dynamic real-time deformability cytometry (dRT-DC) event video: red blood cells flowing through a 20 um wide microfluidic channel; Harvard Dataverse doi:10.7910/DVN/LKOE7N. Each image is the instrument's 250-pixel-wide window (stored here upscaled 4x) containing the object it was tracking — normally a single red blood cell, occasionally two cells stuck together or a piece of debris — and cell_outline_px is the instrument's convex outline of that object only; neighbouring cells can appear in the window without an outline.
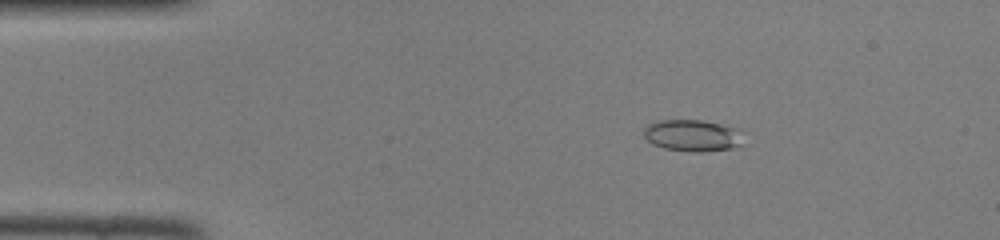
{"species": "common noctule bat (a hibernating species)", "species_latin": "Nyctalus noctula", "temperature_condition": "room temperature", "stored_images_in_passage": 42, "camera_frame_rate_fps": 3000, "um_per_image_px": 0.085, "animal": {"sex": "female", "body_mass_g": 22.0, "forearm_length_mm": 56.7}, "frame": {"image": 1, "passage_image": 3, "time_ms": 0.667, "image_size_px": [1000, 240], "cell_outline_px": [[740, 144], [732, 148], [700, 152], [692, 152], [664, 148], [652, 144], [644, 136], [644, 128], [648, 124], [660, 120], [704, 120], [740, 128]], "centroid_in_image_um": [58.84, 11.5], "position_along_channel_um": 26.2, "area_um2": 18.38}}
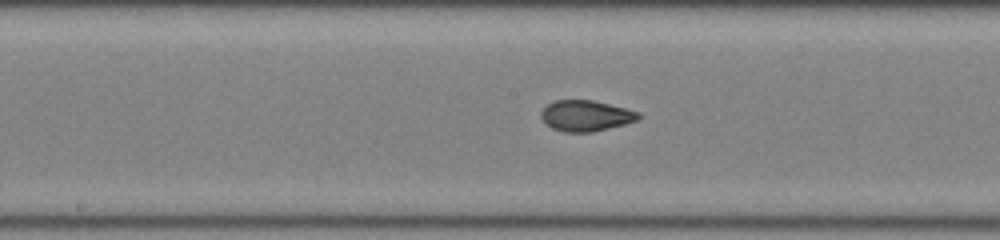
{"frame": {"image": 2, "passage_image": 19, "time_ms": 6.0, "image_size_px": [1000, 240], "cell_outline_px": [[640, 116], [636, 120], [624, 124], [592, 132], [564, 132], [552, 128], [544, 124], [540, 116], [540, 112], [548, 104], [556, 100], [592, 100], [640, 112]], "centroid_in_image_um": [49.74, 9.84], "position_along_channel_um": 198.5, "area_um2": 17.4}}
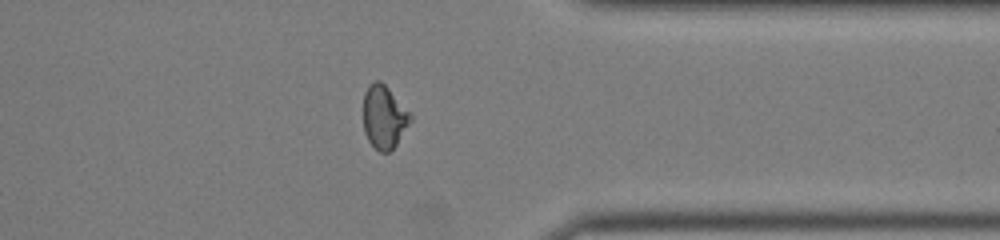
{"frame": {"image": 3, "passage_image": 32, "time_ms": 10.333, "image_size_px": [1000, 240], "cell_outline_px": [[412, 120], [396, 144], [388, 152], [380, 152], [368, 140], [364, 132], [364, 92], [368, 84], [376, 80], [380, 80], [412, 112]], "centroid_in_image_um": [32.66, 9.91], "position_along_channel_um": 378.7, "area_um2": 17.4}}